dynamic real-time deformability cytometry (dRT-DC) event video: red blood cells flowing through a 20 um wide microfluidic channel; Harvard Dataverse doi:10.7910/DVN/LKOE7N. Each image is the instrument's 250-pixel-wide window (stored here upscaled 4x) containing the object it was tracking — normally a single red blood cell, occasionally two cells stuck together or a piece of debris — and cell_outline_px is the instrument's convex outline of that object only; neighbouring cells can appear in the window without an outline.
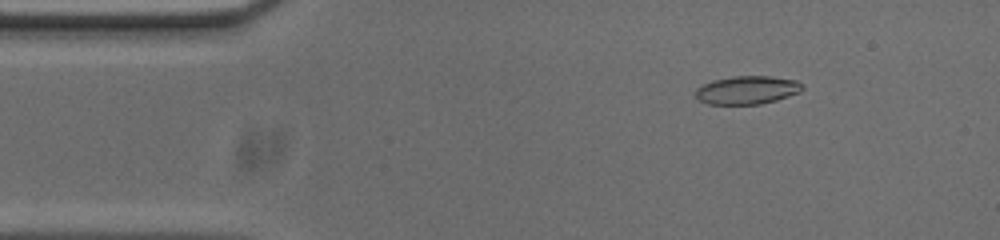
{"species": "common noctule bat (a hibernating species)", "species_latin": "Nyctalus noctula", "temperature_condition": "cold", "stored_images_in_passage": 54, "camera_frame_rate_fps": 3000, "um_per_image_px": 0.085, "animal": {"sex": "male", "body_mass_g": 20.0, "forearm_length_mm": 53.3}, "frame": {"image": 1, "passage_image": 7, "time_ms": 2.0, "image_size_px": [1000, 240], "cell_outline_px": [[804, 88], [800, 92], [776, 100], [760, 104], [708, 104], [700, 100], [696, 96], [696, 88], [712, 80], [732, 76], [772, 76], [796, 80], [804, 84]], "centroid_in_image_um": [63.53, 7.64], "position_along_channel_um": 21.5, "area_um2": 17.63}}
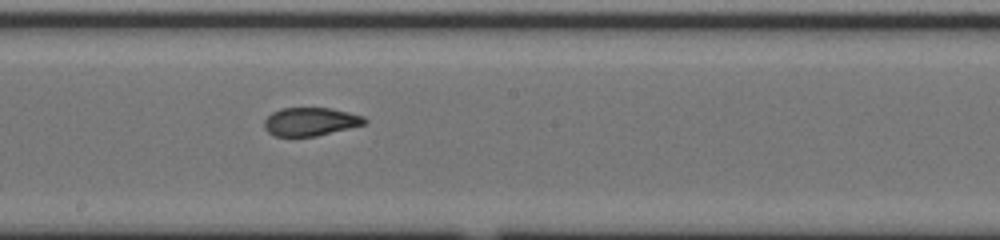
{"frame": {"image": 2, "passage_image": 28, "time_ms": 9.0, "image_size_px": [1000, 240], "cell_outline_px": [[368, 124], [316, 136], [272, 136], [264, 128], [264, 120], [272, 112], [280, 108], [332, 108], [364, 116], [368, 120]], "centroid_in_image_um": [26.41, 10.34], "position_along_channel_um": 221.8, "area_um2": 16.76}}
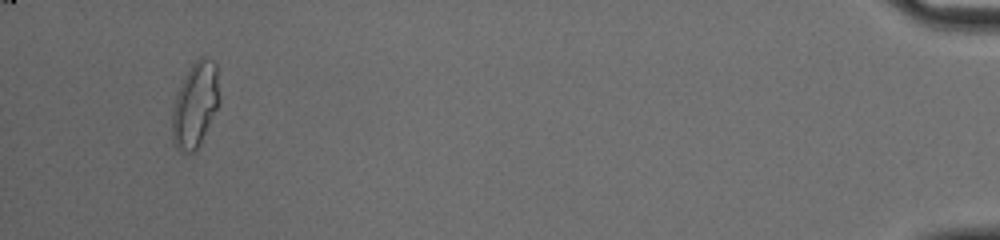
{"frame": {"image": 3, "passage_image": 51, "time_ms": 16.667, "image_size_px": [1000, 240], "cell_outline_px": [[220, 104], [196, 152], [184, 152], [176, 148], [172, 140], [172, 112], [176, 92], [184, 76], [192, 64], [200, 56], [208, 56], [216, 64], [220, 96]], "centroid_in_image_um": [16.6, 8.9], "position_along_channel_um": 418.6, "area_um2": 23.87}, "authors_computed_cell_mechanics": {"area_um2": 17.7735, "velocity_mm_per_s": 3.7176, "shape_relaxation_time_tau1_ms": null, "shape_relaxation_time_tau2_ms": 1.6036, "deformation_change_tau1": null, "deformation_change_tau2": 0.0599}}